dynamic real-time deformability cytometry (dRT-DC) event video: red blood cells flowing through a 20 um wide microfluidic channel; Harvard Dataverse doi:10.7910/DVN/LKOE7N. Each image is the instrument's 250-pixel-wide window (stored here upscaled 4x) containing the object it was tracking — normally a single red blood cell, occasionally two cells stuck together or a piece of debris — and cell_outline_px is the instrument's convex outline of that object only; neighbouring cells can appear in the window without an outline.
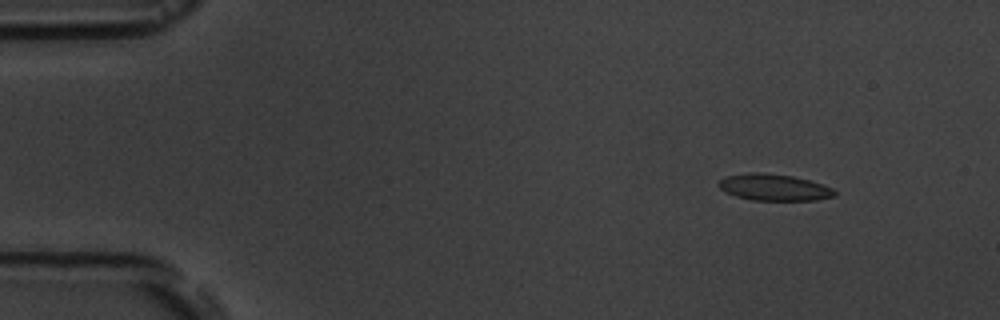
{"species": "common noctule bat (a hibernating species)", "species_latin": "Nyctalus noctula", "temperature_condition": "room temperature", "stored_images_in_passage": 5, "camera_frame_rate_fps": 3000, "um_per_image_px": 0.085, "animal": {"sex": "male", "body_mass_g": 19.5, "forearm_length_mm": 54.6}, "frame": {"image": 1, "passage_image": 2, "time_ms": 1.333, "image_size_px": [1000, 320], "cell_outline_px": [[836, 196], [816, 200], [752, 200], [736, 196], [724, 192], [720, 188], [720, 180], [728, 176], [748, 172], [760, 172], [792, 176], [808, 180], [832, 188], [836, 192]], "centroid_in_image_um": [65.79, 15.93], "position_along_channel_um": 19.2, "area_um2": 17.74}}
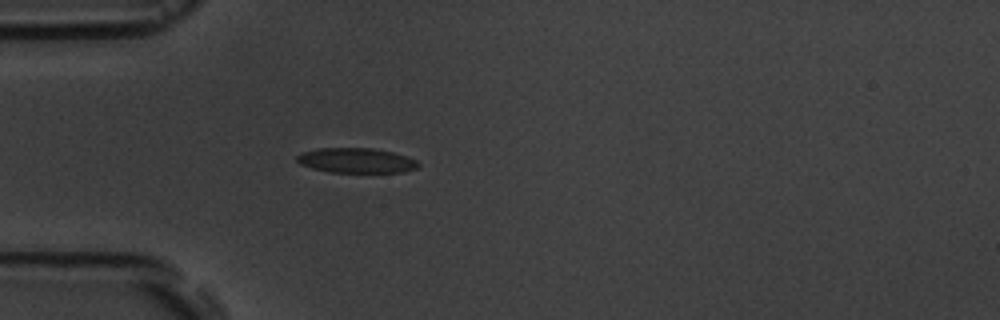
{"frame": {"image": 2, "passage_image": 5, "time_ms": 4.667, "image_size_px": [1000, 320], "cell_outline_px": [[420, 164], [416, 168], [404, 172], [328, 172], [312, 168], [300, 164], [296, 160], [296, 156], [300, 152], [316, 148], [372, 148], [392, 152], [416, 160]], "centroid_in_image_um": [30.23, 13.63], "position_along_channel_um": 54.8, "area_um2": 17.63}}